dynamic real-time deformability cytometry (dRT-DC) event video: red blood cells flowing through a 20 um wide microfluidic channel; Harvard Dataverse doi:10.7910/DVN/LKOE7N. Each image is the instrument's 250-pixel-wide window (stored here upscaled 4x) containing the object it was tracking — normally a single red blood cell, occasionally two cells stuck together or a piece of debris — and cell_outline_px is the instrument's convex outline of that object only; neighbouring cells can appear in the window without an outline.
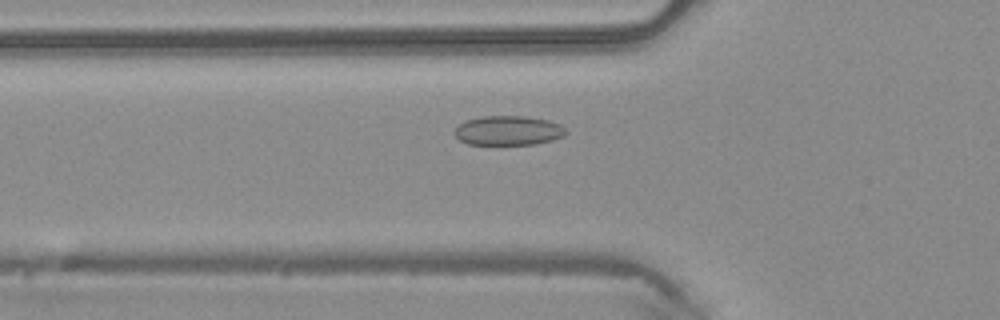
{"species": "common noctule bat (a hibernating species)", "species_latin": "Nyctalus noctula", "temperature_condition": "warm", "stored_images_in_passage": 40, "camera_frame_rate_fps": 3000, "um_per_image_px": 0.085, "animal": {"sex": "male", "body_mass_g": 20.4}, "frame": {"image": 1, "passage_image": 9, "time_ms": 2.667, "image_size_px": [1000, 320], "cell_outline_px": [[568, 132], [564, 136], [552, 140], [536, 144], [468, 144], [460, 140], [452, 132], [464, 120], [484, 116], [524, 116], [548, 120], [560, 124]], "centroid_in_image_um": [43.2, 11.09], "position_along_channel_um": 82.6, "area_um2": 19.13}}
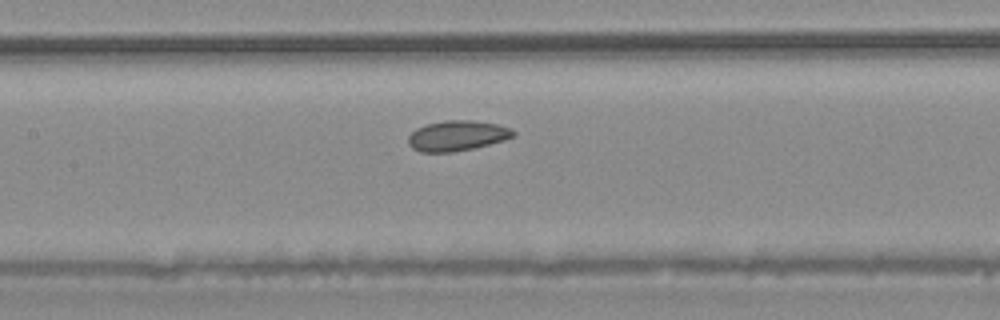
{"frame": {"image": 2, "passage_image": 15, "time_ms": 4.667, "image_size_px": [1000, 320], "cell_outline_px": [[516, 136], [504, 140], [472, 148], [452, 152], [420, 152], [412, 148], [408, 144], [408, 136], [416, 128], [428, 124], [444, 120], [472, 120], [496, 124], [512, 128], [516, 132]], "centroid_in_image_um": [38.86, 11.53], "position_along_channel_um": 168.5, "area_um2": 18.55}}
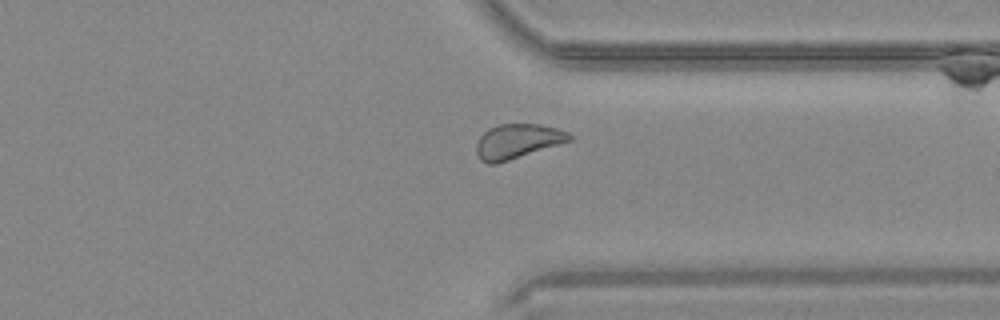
{"frame": {"image": 3, "passage_image": 29, "time_ms": 9.333, "image_size_px": [1000, 320], "cell_outline_px": [[572, 140], [496, 164], [488, 164], [480, 160], [476, 152], [476, 144], [480, 136], [488, 128], [500, 124], [540, 124], [556, 128], [568, 132], [572, 136]], "centroid_in_image_um": [43.96, 12.01], "position_along_channel_um": 367.4, "area_um2": 18.67}}